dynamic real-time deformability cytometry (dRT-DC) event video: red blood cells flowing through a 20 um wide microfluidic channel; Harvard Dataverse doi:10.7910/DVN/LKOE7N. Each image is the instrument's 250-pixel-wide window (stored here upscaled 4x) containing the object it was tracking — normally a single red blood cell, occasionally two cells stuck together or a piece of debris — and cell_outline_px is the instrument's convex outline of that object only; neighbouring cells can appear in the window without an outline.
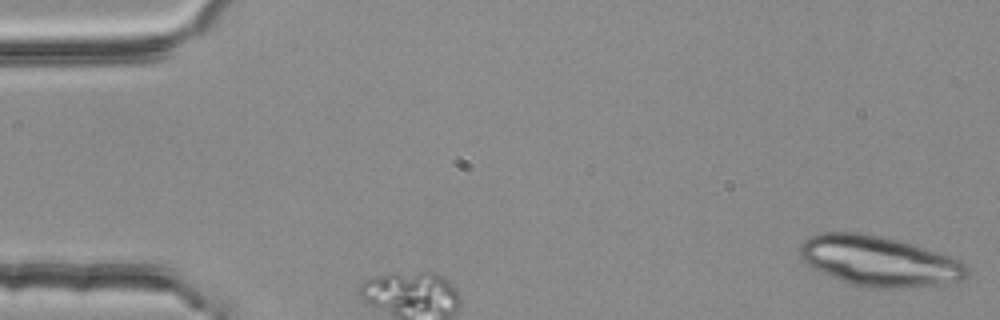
{"species": "common noctule bat (a hibernating species)", "species_latin": "Nyctalus noctula", "temperature_condition": "room temperature", "stored_images_in_passage": 4, "segment_of_instrument_passage": [1, 2], "camera_frame_rate_fps": 3000, "um_per_image_px": 0.085, "animal": {"sex": "female", "body_mass_g": 25.1}, "frame": {"image": 1, "passage_image": 1, "time_ms": 0.0, "image_size_px": [1000, 320], "cell_outline_px": [[968, 272], [964, 280], [940, 288], [868, 288], [852, 284], [840, 280], [820, 272], [812, 268], [800, 260], [800, 244], [808, 236], [820, 232], [856, 232], [896, 240], [912, 244], [952, 256], [960, 260], [964, 264]], "centroid_in_image_um": [74.77, 22.23], "position_along_channel_um": 10.2, "area_um2": 49.77}}
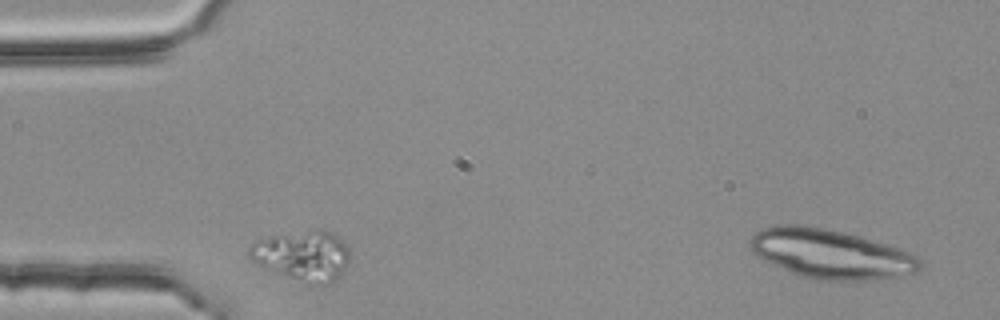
{"frame": {"image": 2, "passage_image": 3, "time_ms": 0.667, "image_size_px": [1000, 320], "cell_outline_px": [[348, 260], [340, 276], [332, 284], [316, 284], [300, 280], [264, 268], [252, 260], [248, 256], [248, 248], [256, 240], [272, 236], [316, 228], [320, 228], [332, 232], [348, 248]], "centroid_in_image_um": [25.72, 21.7], "position_along_channel_um": 59.3, "area_um2": 29.07}}